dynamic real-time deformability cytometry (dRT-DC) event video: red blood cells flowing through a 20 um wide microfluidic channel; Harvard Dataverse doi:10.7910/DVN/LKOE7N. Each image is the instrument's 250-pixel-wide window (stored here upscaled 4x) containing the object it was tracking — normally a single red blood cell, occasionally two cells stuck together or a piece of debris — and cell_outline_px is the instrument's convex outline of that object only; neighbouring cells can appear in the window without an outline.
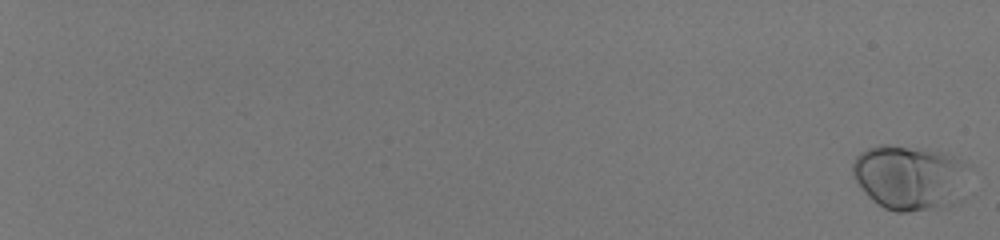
{"species": "human", "species_latin": "Homo sapiens", "temperature_condition": "room temperature", "stored_images_in_passage": 60, "camera_frame_rate_fps": 3000, "um_per_image_px": 0.085, "donor": {"sex": "male"}, "frame": {"image": 1, "passage_image": 1, "time_ms": 0.0, "image_size_px": [1000, 240], "cell_outline_px": [[964, 164], [940, 204], [928, 208], [908, 212], [896, 212], [884, 208], [872, 200], [868, 196], [852, 176], [852, 164], [856, 156], [860, 152], [868, 148], [880, 144], [888, 144], [940, 152], [952, 156], [960, 160]], "centroid_in_image_um": [76.93, 14.99], "position_along_channel_um": 8.1, "area_um2": 40.11}}
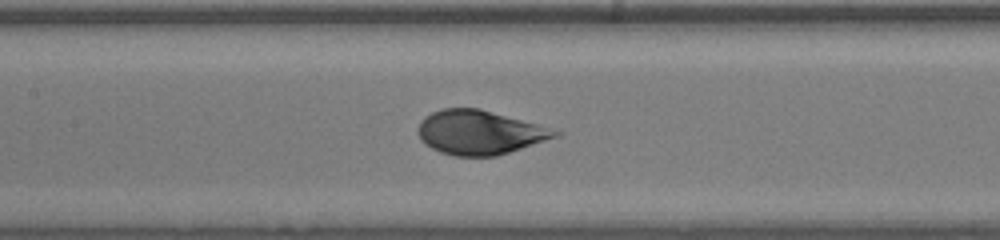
{"frame": {"image": 2, "passage_image": 36, "time_ms": 11.667, "image_size_px": [1000, 240], "cell_outline_px": [[564, 132], [556, 136], [496, 156], [452, 156], [440, 152], [424, 144], [420, 140], [416, 132], [420, 120], [424, 116], [440, 108], [480, 108]], "centroid_in_image_um": [40.67, 11.25], "position_along_channel_um": 166.7, "area_um2": 35.08}}
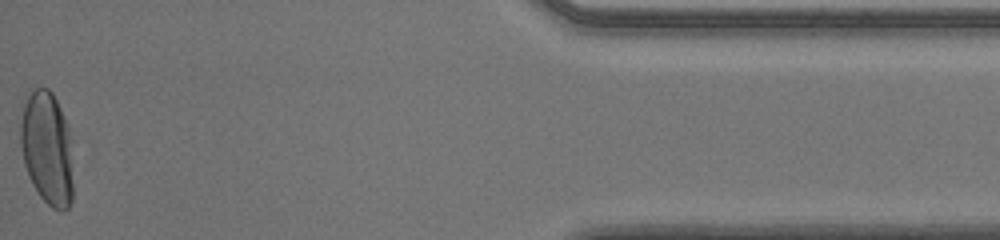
{"frame": {"image": 3, "passage_image": 60, "time_ms": 19.667, "image_size_px": [1000, 240], "cell_outline_px": [[72, 200], [68, 208], [64, 212], [60, 212], [52, 208], [40, 196], [32, 184], [28, 176], [24, 164], [20, 144], [20, 124], [24, 104], [32, 88], [48, 88], [52, 92], [68, 124], [72, 140]], "centroid_in_image_um": [4.02, 12.62], "position_along_channel_um": 431.2, "area_um2": 35.37}, "authors_computed_cell_mechanics": {"area_um2": 35.1713, "velocity_mm_per_s": 3.9853, "shape_relaxation_time_tau1_ms": 3.3831, "shape_relaxation_time_tau2_ms": null, "deformation_change_tau1": 0.1702, "deformation_change_tau2": null}}